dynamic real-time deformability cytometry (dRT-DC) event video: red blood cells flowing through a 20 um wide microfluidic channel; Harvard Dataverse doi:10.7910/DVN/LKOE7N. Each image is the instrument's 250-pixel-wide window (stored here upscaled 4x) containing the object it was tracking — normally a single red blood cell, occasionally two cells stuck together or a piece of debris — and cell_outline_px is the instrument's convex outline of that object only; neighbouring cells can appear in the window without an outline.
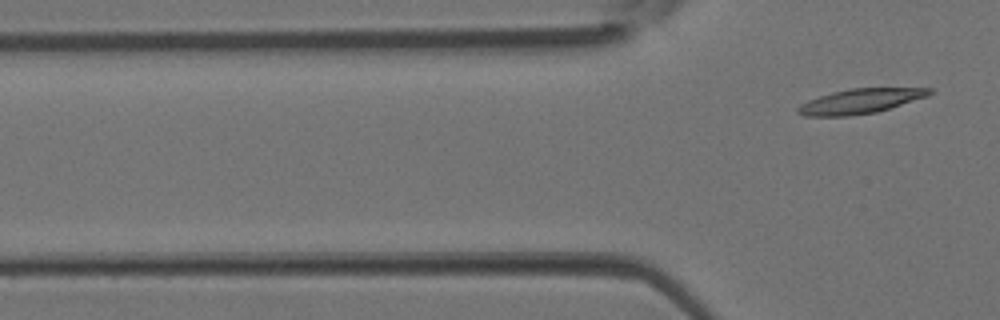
{"species": "Egyptian fruit bat (a non-hibernating species)", "species_latin": "Rousettus aegyptiacus", "temperature_condition": "room temperature", "stored_images_in_passage": 3, "camera_frame_rate_fps": 3000, "um_per_image_px": 0.085, "animal": {"sex": "female"}, "frame": {"image": 1, "passage_image": 3, "time_ms": 0.667, "image_size_px": [1000, 320], "cell_outline_px": [[932, 92], [928, 96], [876, 112], [848, 116], [804, 116], [796, 112], [796, 108], [800, 104], [808, 100], [832, 92], [852, 88], [932, 88]], "centroid_in_image_um": [73.09, 8.6], "position_along_channel_um": 52.7, "area_um2": 18.84}}